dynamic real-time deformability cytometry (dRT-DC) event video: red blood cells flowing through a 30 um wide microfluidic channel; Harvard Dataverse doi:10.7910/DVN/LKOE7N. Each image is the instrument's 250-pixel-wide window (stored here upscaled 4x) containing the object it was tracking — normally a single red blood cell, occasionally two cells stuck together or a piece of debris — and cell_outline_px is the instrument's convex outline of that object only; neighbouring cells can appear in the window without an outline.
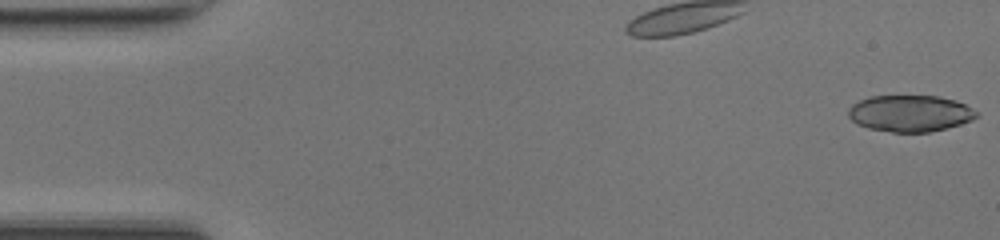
{"species": "common noctule bat (a hibernating species)", "species_latin": "Nyctalus noctula", "temperature_condition": "room temperature", "stored_images_in_passage": 46, "camera_frame_rate_fps": 3000, "um_per_image_px": 0.085, "animal": {"sex": "female", "body_mass_g": 17.0, "forearm_length_mm": 48.0}, "frame": {"image": 1, "passage_image": 1, "time_ms": 0.0, "image_size_px": [1000, 240], "cell_outline_px": [[980, 116], [972, 120], [960, 124], [928, 132], [892, 132], [868, 128], [856, 124], [848, 116], [848, 108], [852, 104], [868, 96], [940, 96], [956, 100], [980, 112]], "centroid_in_image_um": [77.36, 9.63], "position_along_channel_um": 7.6, "area_um2": 27.46}, "authors_computed_cell_mechanics": {"area_um2": 20.519, "velocity_mm_per_s": 4.238, "shape_relaxation_time_tau1_ms": 7.0457, "shape_relaxation_time_tau2_ms": 1.0964, "deformation_change_tau1": 0.2212, "deformation_change_tau2": 0.064}}